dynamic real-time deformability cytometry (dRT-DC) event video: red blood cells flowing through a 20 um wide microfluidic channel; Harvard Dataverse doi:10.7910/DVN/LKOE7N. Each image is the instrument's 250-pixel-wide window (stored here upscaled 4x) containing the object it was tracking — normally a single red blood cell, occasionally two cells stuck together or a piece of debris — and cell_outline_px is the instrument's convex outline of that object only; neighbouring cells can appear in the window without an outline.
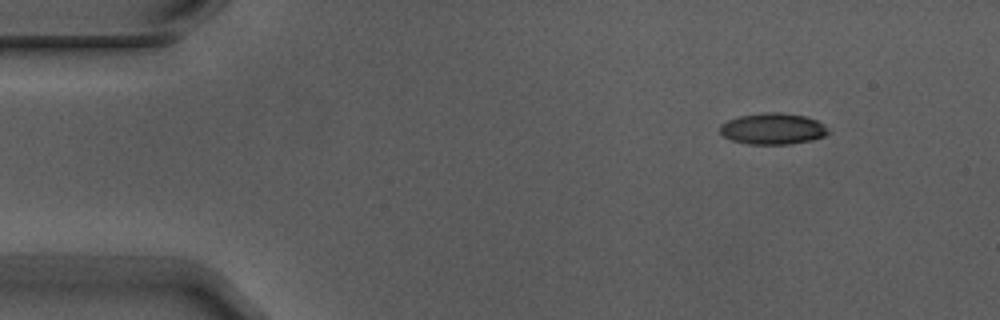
{"species": "Egyptian fruit bat (a non-hibernating species)", "species_latin": "Rousettus aegyptiacus", "temperature_condition": "warm", "stored_images_in_passage": 6, "camera_frame_rate_fps": 3000, "um_per_image_px": 0.085, "animal": {"sex": "male"}, "frame": {"image": 1, "passage_image": 1, "time_ms": 0.0, "image_size_px": [1000, 320], "cell_outline_px": [[832, 132], [824, 136], [812, 140], [788, 144], [748, 144], [732, 140], [724, 136], [720, 132], [720, 124], [728, 120], [740, 116], [764, 112], [780, 112], [804, 116], [816, 120]], "centroid_in_image_um": [65.69, 10.94], "position_along_channel_um": 19.3, "area_um2": 19.65}}
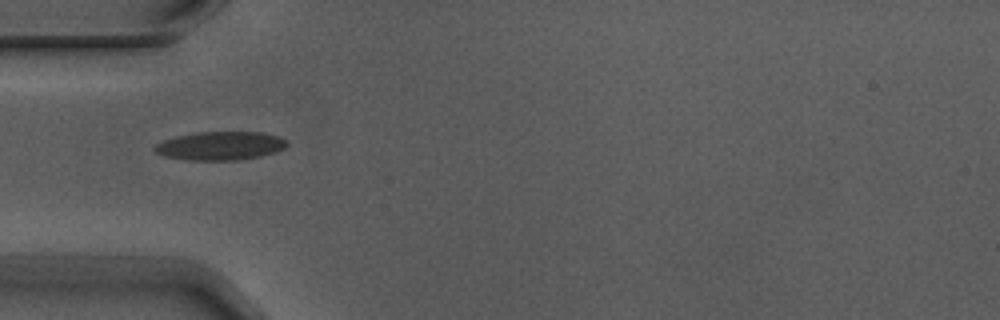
{"frame": {"image": 2, "passage_image": 4, "time_ms": 1.0, "image_size_px": [1000, 320], "cell_outline_px": [[288, 144], [284, 148], [276, 152], [260, 156], [240, 160], [192, 160], [164, 156], [156, 152], [152, 148], [156, 144], [164, 140], [176, 136], [196, 132], [264, 132], [276, 136], [284, 140]], "centroid_in_image_um": [18.71, 12.39], "position_along_channel_um": 66.3, "area_um2": 21.91}}
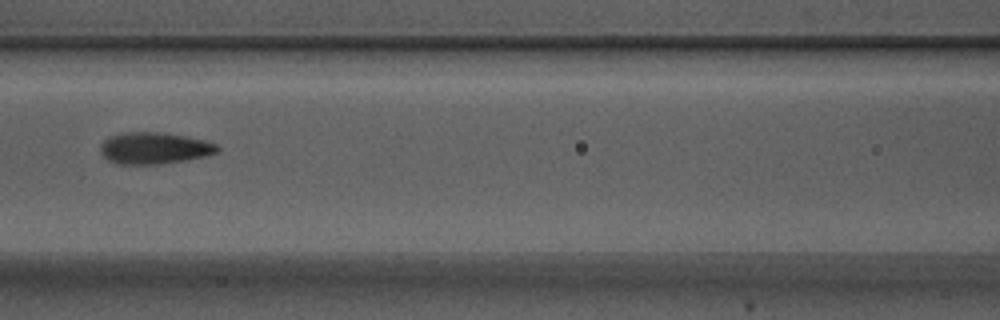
{"frame": {"image": 3, "passage_image": 6, "time_ms": 1.667, "image_size_px": [1000, 320], "cell_outline_px": [[220, 152], [208, 156], [160, 164], [116, 164], [108, 160], [100, 152], [100, 144], [104, 140], [112, 136], [124, 132], [160, 132], [184, 136], [204, 140], [216, 144], [220, 148]], "centroid_in_image_um": [13.13, 12.6], "position_along_channel_um": 153.5, "area_um2": 21.62}}